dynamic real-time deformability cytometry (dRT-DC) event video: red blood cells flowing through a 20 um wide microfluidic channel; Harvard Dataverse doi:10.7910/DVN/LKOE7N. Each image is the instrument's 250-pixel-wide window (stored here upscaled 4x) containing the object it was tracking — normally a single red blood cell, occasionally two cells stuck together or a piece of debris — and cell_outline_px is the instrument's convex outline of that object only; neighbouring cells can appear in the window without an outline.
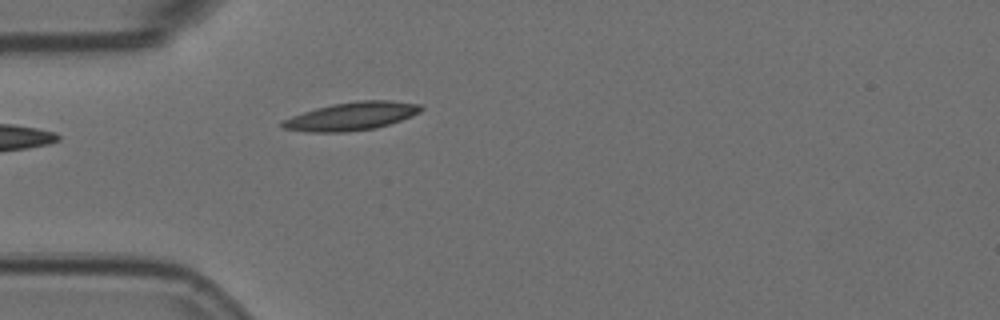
{"species": "Egyptian fruit bat (a non-hibernating species)", "species_latin": "Rousettus aegyptiacus", "temperature_condition": "room temperature", "stored_images_in_passage": 5, "camera_frame_rate_fps": 3000, "um_per_image_px": 0.085, "animal": {"sex": "female"}, "frame": {"image": 1, "passage_image": 5, "time_ms": 1.333, "image_size_px": [1000, 320], "cell_outline_px": [[424, 108], [420, 112], [412, 116], [376, 128], [344, 132], [304, 132], [284, 128], [280, 124], [280, 120], [316, 108], [332, 104], [360, 100], [388, 100], [420, 104]], "centroid_in_image_um": [29.87, 9.88], "position_along_channel_um": 55.1, "area_um2": 22.72}}